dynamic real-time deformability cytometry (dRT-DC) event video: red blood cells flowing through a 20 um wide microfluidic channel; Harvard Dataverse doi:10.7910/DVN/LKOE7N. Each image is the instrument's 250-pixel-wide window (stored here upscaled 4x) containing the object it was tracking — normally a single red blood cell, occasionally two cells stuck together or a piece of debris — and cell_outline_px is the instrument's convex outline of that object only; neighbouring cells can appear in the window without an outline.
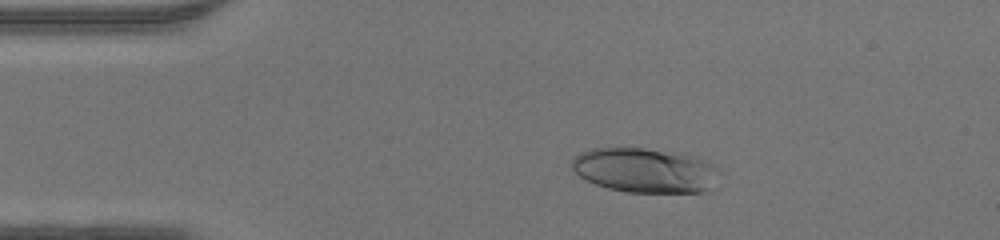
{"species": "human", "species_latin": "Homo sapiens", "temperature_condition": "warm", "stored_images_in_passage": 47, "camera_frame_rate_fps": 3000, "um_per_image_px": 0.085, "donor": {"sex": "male"}, "frame": {"image": 1, "passage_image": 9, "time_ms": 2.667, "image_size_px": [1000, 240], "cell_outline_px": [[720, 172], [708, 188], [704, 192], [628, 192], [608, 188], [596, 184], [580, 176], [572, 168], [572, 160], [580, 152], [592, 148], [644, 148], [680, 152], [696, 156], [716, 164]], "centroid_in_image_um": [54.85, 14.45], "position_along_channel_um": 30.1, "area_um2": 38.44}}
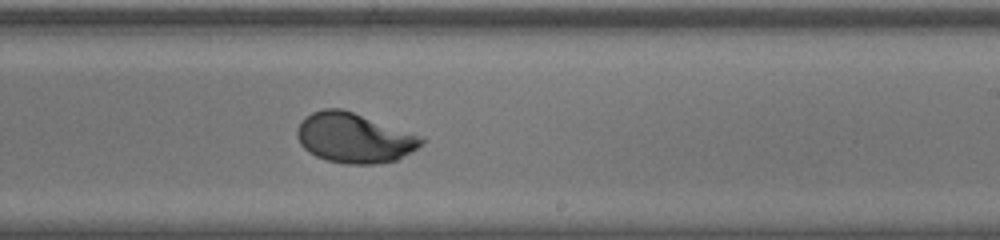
{"frame": {"image": 2, "passage_image": 28, "time_ms": 9.0, "image_size_px": [1000, 240], "cell_outline_px": [[428, 140], [416, 148], [396, 160], [376, 164], [348, 164], [328, 160], [316, 156], [308, 152], [300, 144], [296, 136], [296, 132], [300, 124], [312, 112], [324, 108], [340, 108], [352, 112]], "centroid_in_image_um": [30.05, 11.74], "position_along_channel_um": 259.0, "area_um2": 35.26}}
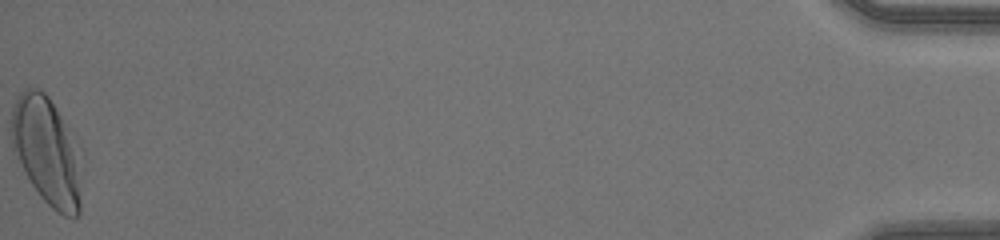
{"frame": {"image": 3, "passage_image": 47, "time_ms": 15.333, "image_size_px": [1000, 240], "cell_outline_px": [[80, 212], [76, 216], [64, 216], [56, 212], [40, 196], [24, 172], [12, 152], [12, 108], [20, 92], [24, 88], [40, 88], [48, 96], [64, 124], [72, 152], [80, 200]], "centroid_in_image_um": [3.83, 12.84], "position_along_channel_um": 431.4, "area_um2": 41.44}}